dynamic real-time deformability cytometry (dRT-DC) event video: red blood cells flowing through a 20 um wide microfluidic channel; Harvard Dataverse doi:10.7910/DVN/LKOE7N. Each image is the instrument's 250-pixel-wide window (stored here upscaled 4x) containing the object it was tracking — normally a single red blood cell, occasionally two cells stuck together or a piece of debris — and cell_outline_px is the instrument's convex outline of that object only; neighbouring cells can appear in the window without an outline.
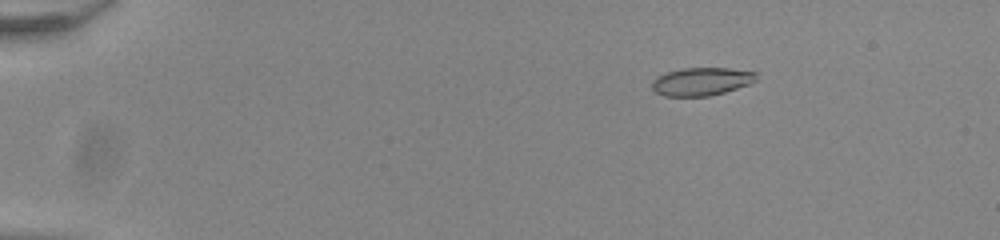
{"species": "common noctule bat (a hibernating species)", "species_latin": "Nyctalus noctula", "temperature_condition": "room temperature", "stored_images_in_passage": 55, "camera_frame_rate_fps": 3000, "um_per_image_px": 0.085, "animal": {"sex": "male", "body_mass_g": 20.0, "forearm_length_mm": 53.3}, "frame": {"image": 1, "passage_image": 10, "time_ms": 3.0, "image_size_px": [1000, 240], "cell_outline_px": [[756, 80], [748, 84], [724, 92], [708, 96], [664, 96], [656, 92], [652, 88], [652, 80], [656, 76], [668, 72], [684, 68], [728, 68], [756, 72]], "centroid_in_image_um": [59.59, 6.92], "position_along_channel_um": 25.4, "area_um2": 16.88}}
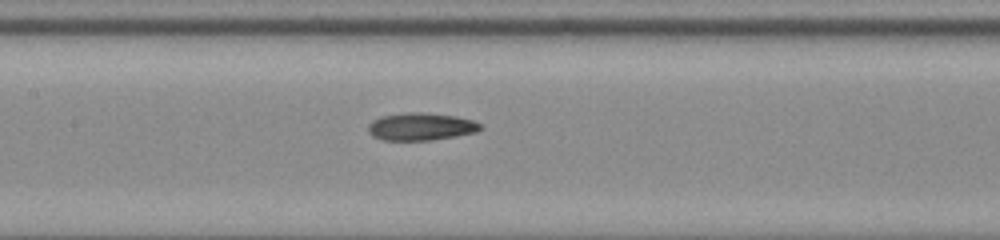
{"frame": {"image": 2, "passage_image": 29, "time_ms": 9.333, "image_size_px": [1000, 240], "cell_outline_px": [[484, 128], [476, 132], [456, 136], [432, 140], [384, 140], [372, 136], [368, 132], [368, 124], [372, 120], [380, 116], [404, 112], [420, 112], [456, 116], [472, 120], [484, 124]], "centroid_in_image_um": [35.79, 10.75], "position_along_channel_um": 171.6, "area_um2": 18.26}}
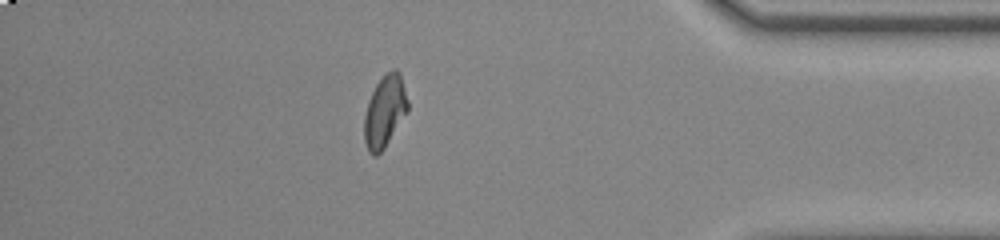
{"frame": {"image": 3, "passage_image": 49, "time_ms": 16.0, "image_size_px": [1000, 240], "cell_outline_px": [[408, 112], [384, 148], [376, 156], [372, 156], [368, 152], [364, 140], [364, 116], [368, 100], [376, 84], [392, 68], [396, 68], [400, 72], [408, 100]], "centroid_in_image_um": [32.71, 9.48], "position_along_channel_um": 402.5, "area_um2": 18.32}, "authors_computed_cell_mechanics": {"area_um2": 17.6868, "velocity_mm_per_s": 3.9098, "shape_relaxation_time_tau1_ms": null, "shape_relaxation_time_tau2_ms": 5.5314, "deformation_change_tau1": null, "deformation_change_tau2": 0.0874}}